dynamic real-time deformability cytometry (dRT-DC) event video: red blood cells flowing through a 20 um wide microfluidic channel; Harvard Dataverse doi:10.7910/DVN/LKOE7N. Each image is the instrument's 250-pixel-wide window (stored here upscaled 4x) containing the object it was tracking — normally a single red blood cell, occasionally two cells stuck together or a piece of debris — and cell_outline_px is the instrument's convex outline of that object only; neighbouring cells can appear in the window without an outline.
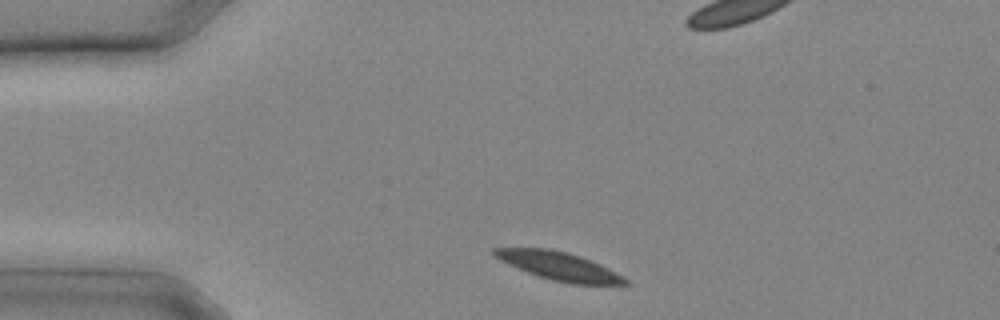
{"species": "common noctule bat (a hibernating species)", "species_latin": "Nyctalus noctula", "temperature_condition": "cold", "stored_images_in_passage": 6, "camera_frame_rate_fps": 3000, "um_per_image_px": 0.085, "animal": {"sex": "male", "body_mass_g": 20.4}, "frame": {"image": 1, "passage_image": 1, "time_ms": 0.0, "image_size_px": [1000, 320], "cell_outline_px": [[632, 284], [572, 284], [552, 280], [528, 272], [508, 264], [500, 260], [492, 252], [492, 248], [552, 248], [568, 252], [592, 260], [624, 276]], "centroid_in_image_um": [47.56, 22.61], "position_along_channel_um": 37.4, "area_um2": 21.44}}